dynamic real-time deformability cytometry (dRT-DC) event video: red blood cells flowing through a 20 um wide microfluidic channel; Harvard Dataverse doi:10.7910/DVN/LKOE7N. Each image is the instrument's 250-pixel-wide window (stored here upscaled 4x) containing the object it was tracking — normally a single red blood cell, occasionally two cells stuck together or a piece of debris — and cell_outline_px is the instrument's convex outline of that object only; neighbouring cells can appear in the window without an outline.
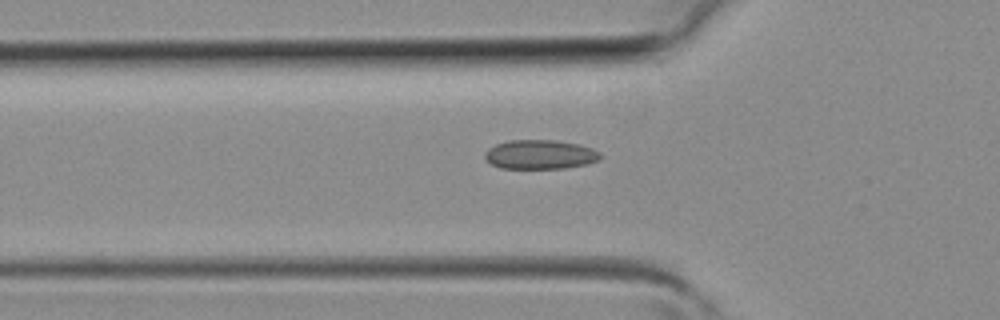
{"species": "common noctule bat (a hibernating species)", "species_latin": "Nyctalus noctula", "temperature_condition": "room temperature", "stored_images_in_passage": 3, "camera_frame_rate_fps": 3000, "um_per_image_px": 0.085, "animal": {"sex": "female", "body_mass_g": 19.3, "forearm_length_mm": 54.1}, "frame": {"image": 1, "passage_image": 3, "time_ms": 0.667, "image_size_px": [1000, 320], "cell_outline_px": [[604, 156], [600, 160], [584, 164], [564, 168], [500, 168], [492, 164], [484, 156], [484, 152], [488, 148], [496, 144], [508, 140], [556, 140], [580, 144], [592, 148], [600, 152]], "centroid_in_image_um": [45.93, 13.12], "position_along_channel_um": 79.9, "area_um2": 19.77}}